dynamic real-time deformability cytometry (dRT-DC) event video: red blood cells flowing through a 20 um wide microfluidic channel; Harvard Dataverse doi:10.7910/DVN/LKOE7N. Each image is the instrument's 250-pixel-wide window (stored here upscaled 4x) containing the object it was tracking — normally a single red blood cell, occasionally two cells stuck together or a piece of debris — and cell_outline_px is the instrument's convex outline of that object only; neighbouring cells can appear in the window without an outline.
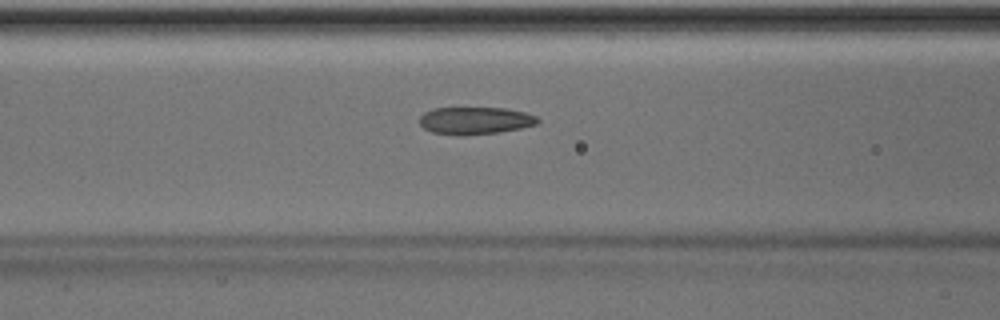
{"species": "Egyptian fruit bat (a non-hibernating species)", "species_latin": "Rousettus aegyptiacus", "temperature_condition": "room temperature", "stored_images_in_passage": 36, "camera_frame_rate_fps": 3000, "um_per_image_px": 0.085, "animal": {"sex": "male"}, "frame": {"image": 1, "passage_image": 6, "time_ms": 1.667, "image_size_px": [1000, 320], "cell_outline_px": [[540, 120], [536, 124], [520, 128], [500, 132], [432, 132], [424, 128], [420, 124], [420, 116], [424, 112], [432, 108], [508, 108], [524, 112], [536, 116]], "centroid_in_image_um": [40.42, 10.19], "position_along_channel_um": 126.2, "area_um2": 17.92}, "authors_computed_cell_mechanics": {"area_um2": 18.8139, "velocity_mm_per_s": 4.0158, "shape_relaxation_time_tau1_ms": 4.6922, "shape_relaxation_time_tau2_ms": 1.4936, "deformation_change_tau1": 0.1619, "deformation_change_tau2": 0.0887}}